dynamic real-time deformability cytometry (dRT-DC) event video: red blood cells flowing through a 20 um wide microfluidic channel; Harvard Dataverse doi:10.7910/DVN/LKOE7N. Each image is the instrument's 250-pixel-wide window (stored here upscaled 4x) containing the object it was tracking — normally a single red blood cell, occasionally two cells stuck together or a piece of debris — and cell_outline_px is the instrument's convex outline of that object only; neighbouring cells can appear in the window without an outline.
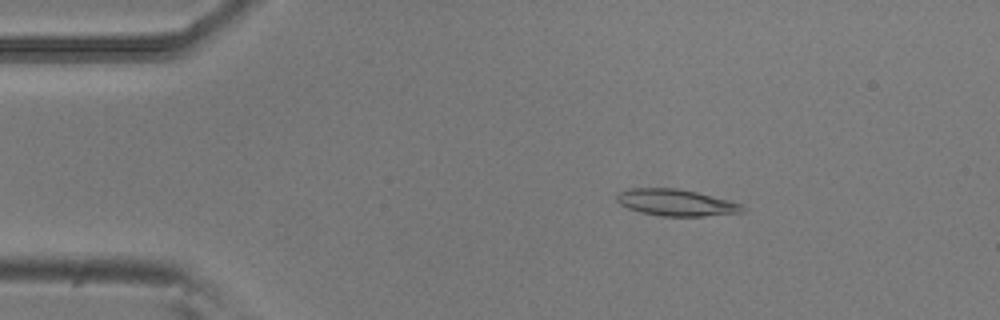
{"species": "common noctule bat (a hibernating species)", "species_latin": "Nyctalus noctula", "temperature_condition": "room temperature", "stored_images_in_passage": 23, "camera_frame_rate_fps": 3000, "um_per_image_px": 0.085, "animal": {"sex": "male", "body_mass_g": 20.5, "forearm_length_mm": 52.5}, "frame": {"image": 1, "passage_image": 2, "time_ms": 0.333, "image_size_px": [1000, 320], "cell_outline_px": [[744, 212], [704, 216], [660, 216], [640, 212], [628, 208], [620, 204], [616, 200], [616, 196], [620, 192], [632, 188], [676, 188], [696, 192], [744, 204]], "centroid_in_image_um": [57.47, 17.22], "position_along_channel_um": 27.5, "area_um2": 19.42}}
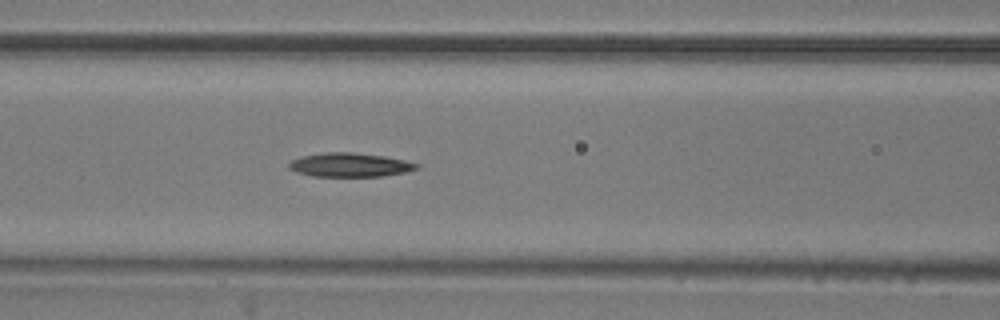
{"frame": {"image": 2, "passage_image": 15, "time_ms": 4.667, "image_size_px": [1000, 320], "cell_outline_px": [[420, 164], [416, 168], [404, 172], [384, 176], [312, 176], [296, 172], [288, 168], [288, 164], [292, 160], [304, 156], [324, 152], [352, 152], [384, 156], [404, 160]], "centroid_in_image_um": [29.71, 14.01], "position_along_channel_um": 136.9, "area_um2": 17.63}}
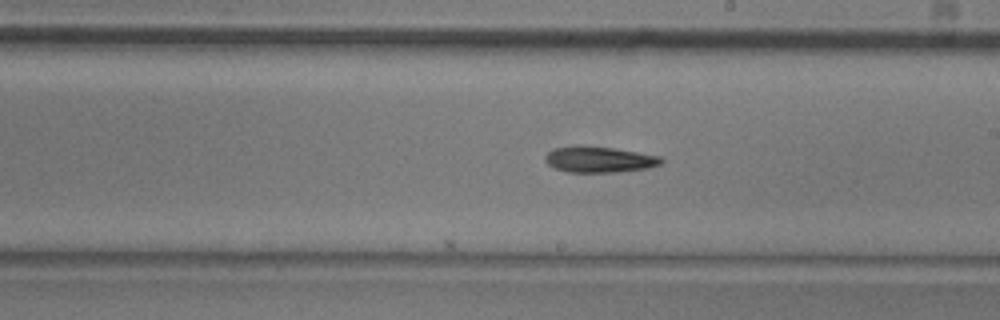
{"frame": {"image": 3, "passage_image": 23, "time_ms": 7.333, "image_size_px": [1000, 320], "cell_outline_px": [[664, 160], [660, 164], [648, 168], [620, 172], [568, 172], [556, 168], [548, 164], [544, 160], [544, 156], [552, 148], [612, 148], [660, 156]], "centroid_in_image_um": [50.97, 13.6], "position_along_channel_um": 238.0, "area_um2": 16.88}}